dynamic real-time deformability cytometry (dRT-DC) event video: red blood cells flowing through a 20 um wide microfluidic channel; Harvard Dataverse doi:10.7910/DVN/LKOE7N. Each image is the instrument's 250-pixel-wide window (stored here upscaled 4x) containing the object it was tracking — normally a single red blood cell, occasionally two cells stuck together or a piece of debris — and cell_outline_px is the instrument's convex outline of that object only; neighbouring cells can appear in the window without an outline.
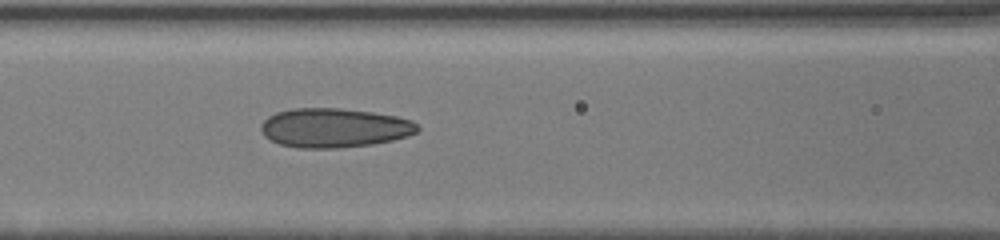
{"species": "human", "species_latin": "Homo sapiens", "temperature_condition": "cold", "stored_images_in_passage": 15, "camera_frame_rate_fps": 3000, "um_per_image_px": 0.085, "donor": {"sex": "male"}, "frame": {"image": 1, "passage_image": 15, "time_ms": 5.0, "image_size_px": [1000, 240], "cell_outline_px": [[420, 128], [416, 132], [408, 136], [392, 140], [372, 144], [340, 148], [300, 148], [280, 144], [264, 136], [260, 128], [260, 124], [268, 116], [276, 112], [292, 108], [340, 108], [372, 112], [396, 116], [412, 120]], "centroid_in_image_um": [28.4, 10.86], "position_along_channel_um": 138.2, "area_um2": 35.89}}